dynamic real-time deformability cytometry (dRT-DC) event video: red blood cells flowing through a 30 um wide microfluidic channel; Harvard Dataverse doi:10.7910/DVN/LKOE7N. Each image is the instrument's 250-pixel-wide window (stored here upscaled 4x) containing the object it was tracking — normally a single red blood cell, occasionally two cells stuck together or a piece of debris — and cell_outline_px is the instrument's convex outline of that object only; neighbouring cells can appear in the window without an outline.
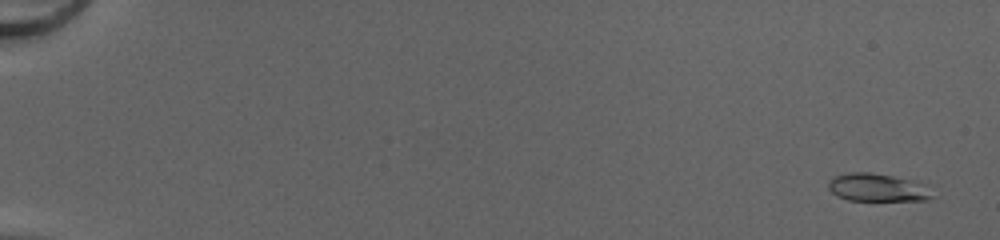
{"species": "common noctule bat (a hibernating species)", "species_latin": "Nyctalus noctula", "temperature_condition": "cold", "stored_images_in_passage": 52, "camera_frame_rate_fps": 3000, "um_per_image_px": 0.085, "animal": {"sex": "female", "body_mass_g": 20.0, "forearm_length_mm": 54.0}, "frame": {"image": 1, "passage_image": 3, "time_ms": 0.667, "image_size_px": [1000, 240], "cell_outline_px": [[936, 196], [932, 200], [848, 200], [836, 196], [828, 188], [828, 184], [836, 176], [848, 172], [868, 172], [892, 176], [928, 184]], "centroid_in_image_um": [74.67, 15.95], "position_along_channel_um": 10.3, "area_um2": 17.05}}
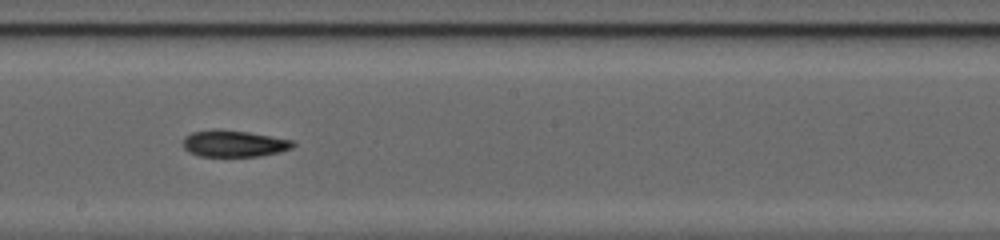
{"frame": {"image": 2, "passage_image": 32, "time_ms": 10.333, "image_size_px": [1000, 240], "cell_outline_px": [[296, 144], [292, 148], [280, 152], [260, 156], [200, 156], [188, 152], [184, 148], [184, 136], [192, 132], [216, 128], [248, 132], [296, 140]], "centroid_in_image_um": [19.92, 12.19], "position_along_channel_um": 228.3, "area_um2": 17.28}}
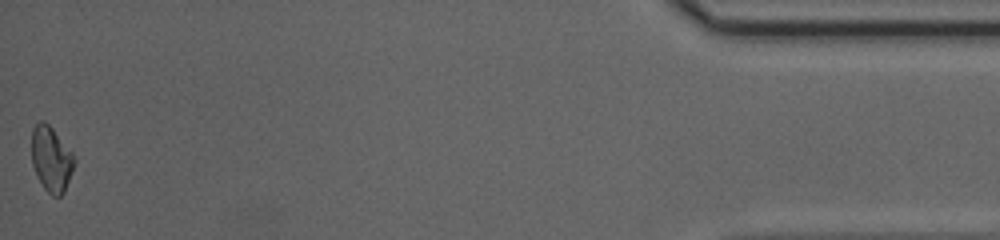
{"frame": {"image": 3, "passage_image": 52, "time_ms": 17.0, "image_size_px": [1000, 240], "cell_outline_px": [[76, 160], [64, 192], [60, 196], [52, 196], [44, 188], [36, 176], [32, 164], [32, 128], [40, 120], [44, 120], [52, 128], [72, 152]], "centroid_in_image_um": [4.35, 13.51], "position_along_channel_um": 430.9, "area_um2": 16.18}}